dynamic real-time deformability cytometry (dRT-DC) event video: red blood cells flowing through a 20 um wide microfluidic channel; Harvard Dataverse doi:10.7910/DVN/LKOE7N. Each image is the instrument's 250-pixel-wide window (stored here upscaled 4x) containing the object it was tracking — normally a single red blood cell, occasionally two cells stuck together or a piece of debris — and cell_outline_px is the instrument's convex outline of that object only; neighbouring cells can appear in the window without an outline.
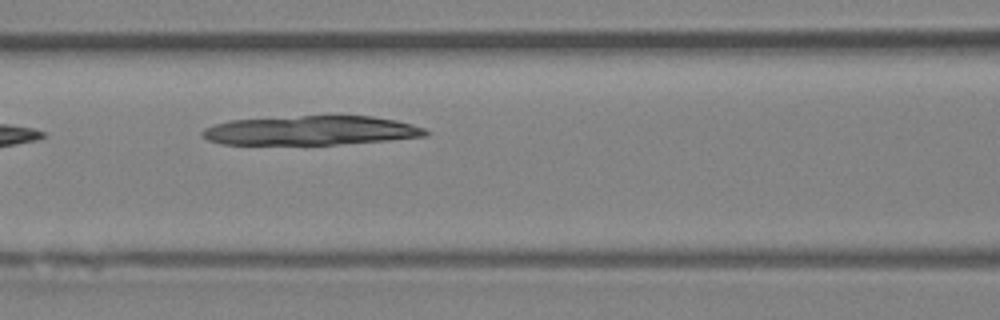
{"species": "Egyptian fruit bat (a non-hibernating species)", "species_latin": "Rousettus aegyptiacus", "temperature_condition": "room temperature", "stored_images_in_passage": 3, "camera_frame_rate_fps": 3000, "um_per_image_px": 0.085, "animal": {"sex": "female"}, "frame": {"image": 1, "passage_image": 3, "time_ms": 2.333, "image_size_px": [1000, 320], "cell_outline_px": [[428, 136], [388, 140], [336, 144], [220, 144], [208, 140], [200, 136], [200, 132], [204, 128], [216, 124], [232, 120], [300, 116], [372, 116], [396, 120], [412, 124], [424, 128], [428, 132]], "centroid_in_image_um": [26.42, 11.09], "position_along_channel_um": 140.2, "area_um2": 37.86}}